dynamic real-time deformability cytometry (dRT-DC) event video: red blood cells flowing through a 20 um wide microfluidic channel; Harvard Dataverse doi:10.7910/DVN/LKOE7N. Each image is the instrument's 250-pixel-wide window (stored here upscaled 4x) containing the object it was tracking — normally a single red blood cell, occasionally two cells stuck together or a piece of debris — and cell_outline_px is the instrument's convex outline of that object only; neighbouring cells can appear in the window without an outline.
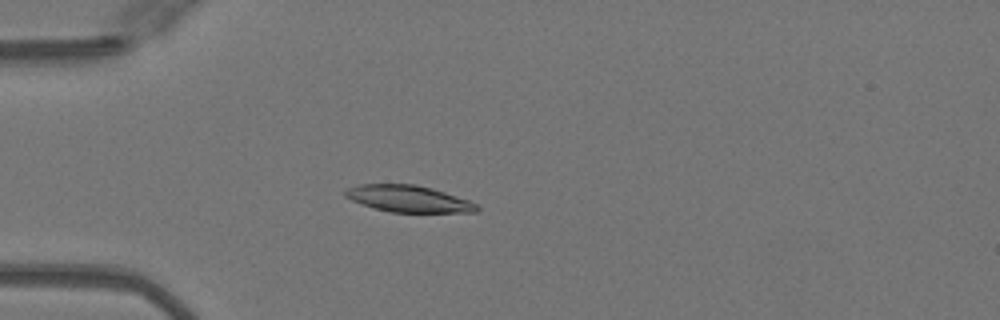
{"species": "Egyptian fruit bat (a non-hibernating species)", "species_latin": "Rousettus aegyptiacus", "temperature_condition": "warm", "stored_images_in_passage": 39, "camera_frame_rate_fps": 3000, "um_per_image_px": 0.085, "animal": {"sex": "female"}, "frame": {"image": 1, "passage_image": 12, "time_ms": 3.667, "image_size_px": [1000, 320], "cell_outline_px": [[480, 208], [476, 212], [392, 212], [376, 208], [352, 200], [344, 196], [344, 192], [348, 188], [360, 184], [416, 184], [432, 188], [468, 200], [476, 204]], "centroid_in_image_um": [34.73, 16.89], "position_along_channel_um": 50.3, "area_um2": 20.17}}
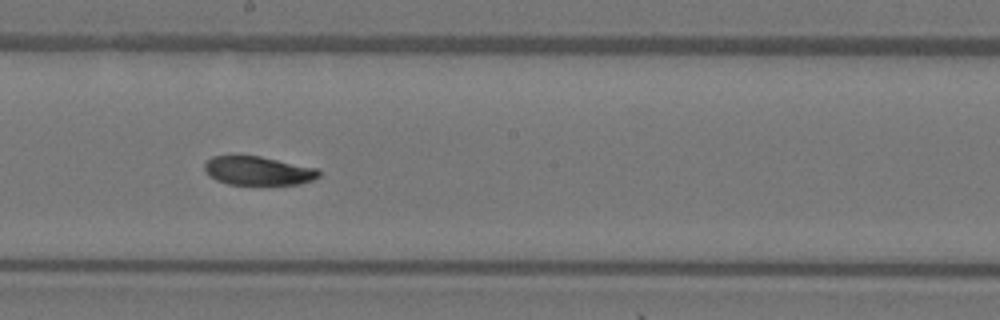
{"frame": {"image": 2, "passage_image": 26, "time_ms": 8.333, "image_size_px": [1000, 320], "cell_outline_px": [[320, 176], [312, 180], [296, 184], [228, 184], [216, 180], [204, 168], [204, 164], [212, 156], [232, 152], [260, 156], [320, 168]], "centroid_in_image_um": [21.92, 14.46], "position_along_channel_um": 226.3, "area_um2": 19.71}}
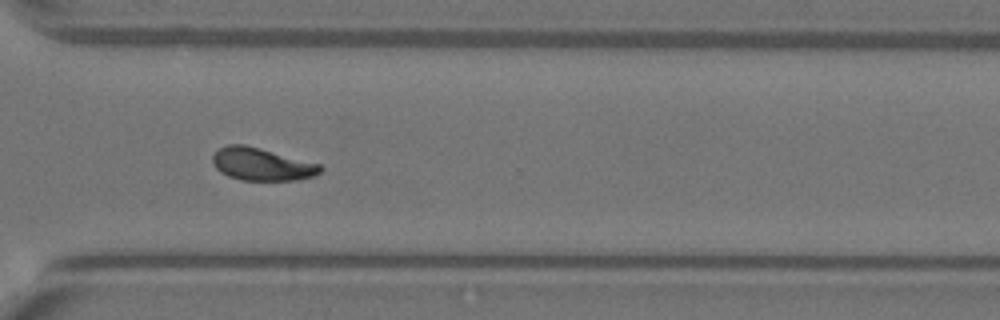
{"frame": {"image": 3, "passage_image": 35, "time_ms": 11.333, "image_size_px": [1000, 320], "cell_outline_px": [[324, 168], [320, 172], [312, 176], [296, 180], [240, 180], [228, 176], [220, 172], [216, 168], [212, 160], [212, 156], [220, 148], [228, 144], [244, 144], [320, 164]], "centroid_in_image_um": [22.23, 13.96], "position_along_channel_um": 348.4, "area_um2": 20.29}, "authors_computed_cell_mechanics": {"area_um2": 20.4034, "velocity_mm_per_s": 4.0788, "shape_relaxation_time_tau1_ms": 7.6348, "shape_relaxation_time_tau2_ms": 4.8197, "deformation_change_tau1": 0.2165, "deformation_change_tau2": 0.1014}}